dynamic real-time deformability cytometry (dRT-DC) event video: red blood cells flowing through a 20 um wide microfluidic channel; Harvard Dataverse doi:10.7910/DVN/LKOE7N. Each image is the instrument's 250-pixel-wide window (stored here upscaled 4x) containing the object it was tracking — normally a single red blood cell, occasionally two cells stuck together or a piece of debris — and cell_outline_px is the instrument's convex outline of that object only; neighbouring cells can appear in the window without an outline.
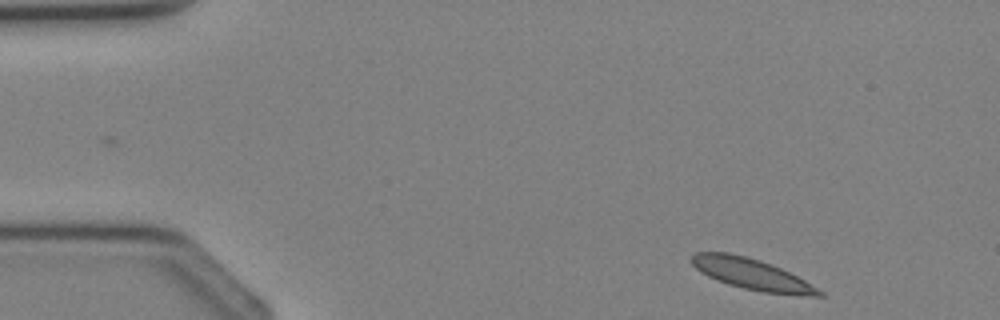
{"species": "Egyptian fruit bat (a non-hibernating species)", "species_latin": "Rousettus aegyptiacus", "temperature_condition": "cold", "stored_images_in_passage": 3, "camera_frame_rate_fps": 3000, "um_per_image_px": 0.085, "animal": {"sex": "female"}, "frame": {"image": 1, "passage_image": 1, "time_ms": 0.0, "image_size_px": [1000, 320], "cell_outline_px": [[824, 296], [812, 296], [764, 292], [744, 288], [728, 284], [716, 280], [700, 272], [688, 260], [688, 256], [692, 252], [728, 252], [748, 256], [760, 260], [780, 268], [804, 280], [824, 292]], "centroid_in_image_um": [63.81, 23.27], "position_along_channel_um": 21.2, "area_um2": 23.06}}
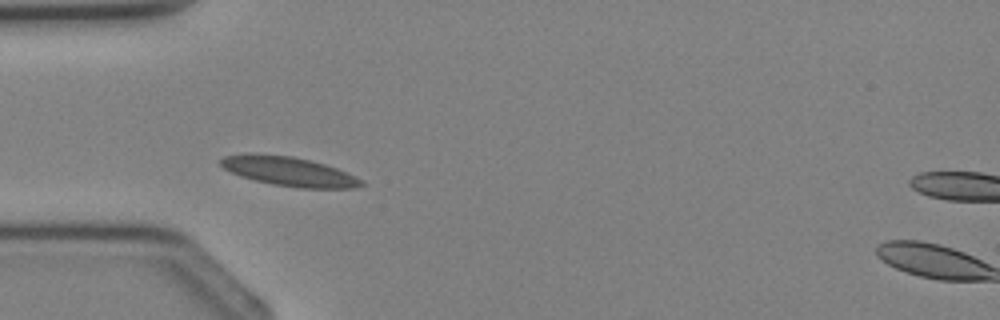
{"frame": {"image": 2, "passage_image": 3, "time_ms": 2.333, "image_size_px": [1000, 320], "cell_outline_px": [[364, 184], [356, 188], [300, 188], [272, 184], [240, 176], [224, 168], [220, 164], [220, 160], [224, 156], [248, 152], [252, 152], [292, 156], [324, 164], [336, 168], [356, 176], [364, 180]], "centroid_in_image_um": [24.55, 14.56], "position_along_channel_um": 60.4, "area_um2": 24.04}}